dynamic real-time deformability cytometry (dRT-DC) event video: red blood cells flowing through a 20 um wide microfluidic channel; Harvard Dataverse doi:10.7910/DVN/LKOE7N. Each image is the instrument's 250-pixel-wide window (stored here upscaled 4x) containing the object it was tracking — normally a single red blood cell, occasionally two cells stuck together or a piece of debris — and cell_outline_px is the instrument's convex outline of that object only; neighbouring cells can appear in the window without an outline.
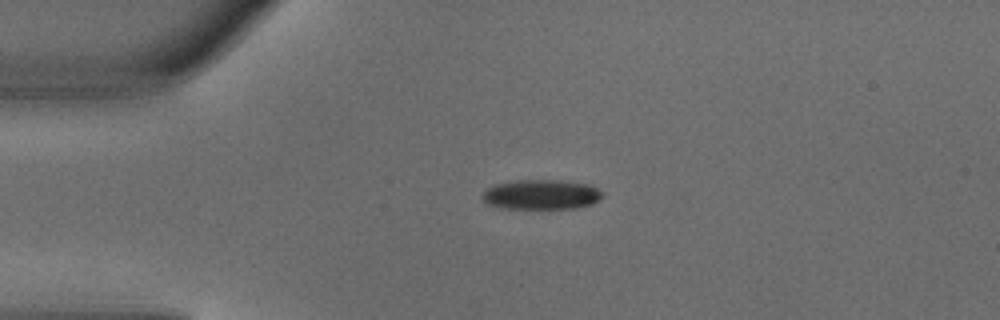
{"species": "common noctule bat (a hibernating species)", "species_latin": "Nyctalus noctula", "temperature_condition": "warm", "stored_images_in_passage": 3, "camera_frame_rate_fps": 3000, "um_per_image_px": 0.085, "animal": {"sex": "male", "body_mass_g": 18.8}, "frame": {"image": 1, "passage_image": 1, "time_ms": 0.0, "image_size_px": [1000, 320], "cell_outline_px": [[604, 196], [592, 204], [576, 208], [504, 208], [488, 204], [480, 196], [488, 188], [496, 184], [520, 180], [560, 180], [588, 184], [604, 192]], "centroid_in_image_um": [46.04, 16.53], "position_along_channel_um": 39.0, "area_um2": 20.75}}
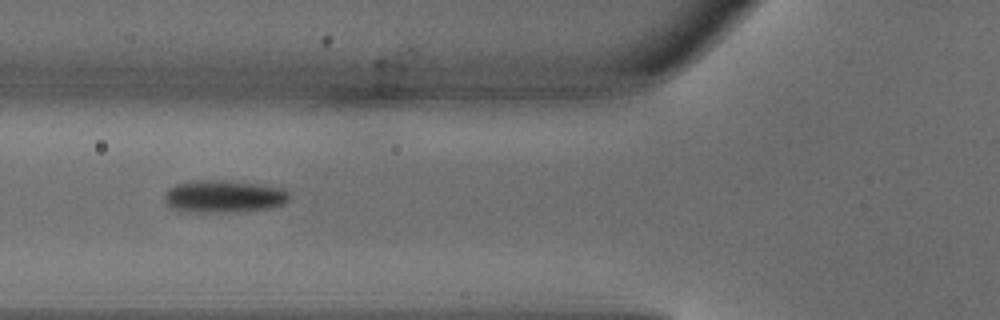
{"frame": {"image": 2, "passage_image": 3, "time_ms": 0.667, "image_size_px": [1000, 320], "cell_outline_px": [[288, 200], [284, 204], [268, 208], [212, 212], [180, 212], [172, 208], [164, 200], [164, 192], [168, 188], [176, 184], [196, 180], [224, 180], [284, 188], [288, 192]], "centroid_in_image_um": [18.94, 16.69], "position_along_channel_um": 106.9, "area_um2": 23.35}}